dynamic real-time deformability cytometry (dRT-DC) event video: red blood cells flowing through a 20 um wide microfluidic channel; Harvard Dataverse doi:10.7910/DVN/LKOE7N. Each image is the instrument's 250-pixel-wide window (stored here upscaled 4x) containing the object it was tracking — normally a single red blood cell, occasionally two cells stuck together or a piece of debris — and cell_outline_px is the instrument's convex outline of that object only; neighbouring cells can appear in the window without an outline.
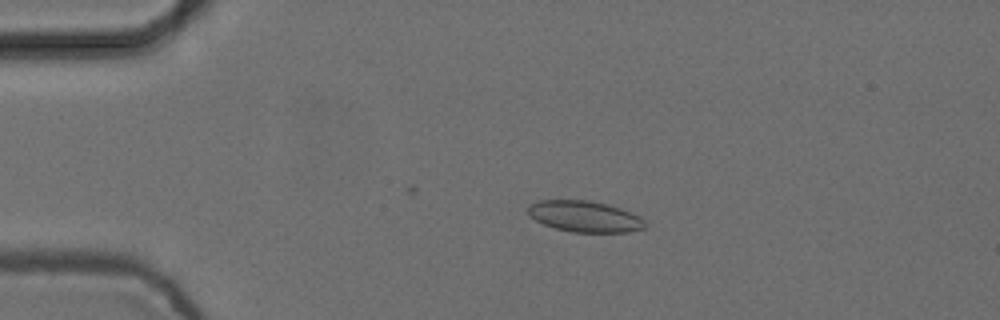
{"species": "common noctule bat (a hibernating species)", "species_latin": "Nyctalus noctula", "temperature_condition": "cold", "stored_images_in_passage": 6, "camera_frame_rate_fps": 3000, "um_per_image_px": 0.085, "animal": {"sex": "female", "body_mass_g": 24.6, "forearm_length_mm": 56.2}, "frame": {"image": 1, "passage_image": 3, "time_ms": 0.667, "image_size_px": [1000, 320], "cell_outline_px": [[644, 228], [628, 232], [572, 232], [556, 228], [544, 224], [536, 220], [528, 212], [528, 208], [532, 204], [540, 200], [588, 200], [608, 204], [632, 212], [640, 216], [644, 220]], "centroid_in_image_um": [49.73, 18.39], "position_along_channel_um": 35.3, "area_um2": 21.04}}
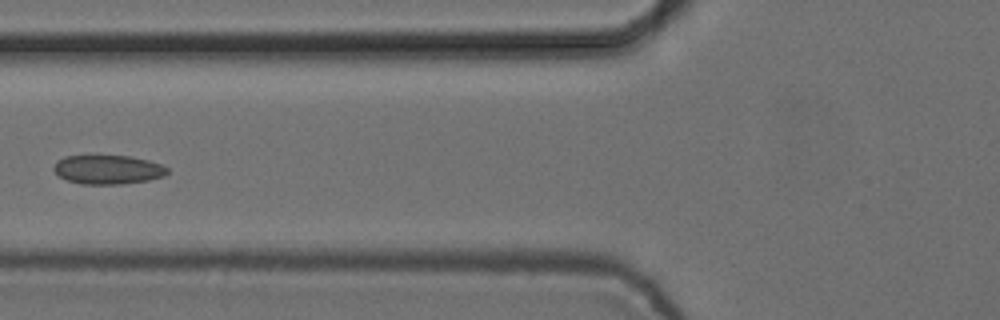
{"frame": {"image": 2, "passage_image": 6, "time_ms": 1.667, "image_size_px": [1000, 320], "cell_outline_px": [[168, 172], [164, 176], [148, 180], [120, 184], [80, 184], [68, 180], [60, 176], [52, 168], [56, 160], [64, 156], [132, 156], [148, 160], [160, 164], [168, 168]], "centroid_in_image_um": [9.16, 14.41], "position_along_channel_um": 116.6, "area_um2": 19.19}}